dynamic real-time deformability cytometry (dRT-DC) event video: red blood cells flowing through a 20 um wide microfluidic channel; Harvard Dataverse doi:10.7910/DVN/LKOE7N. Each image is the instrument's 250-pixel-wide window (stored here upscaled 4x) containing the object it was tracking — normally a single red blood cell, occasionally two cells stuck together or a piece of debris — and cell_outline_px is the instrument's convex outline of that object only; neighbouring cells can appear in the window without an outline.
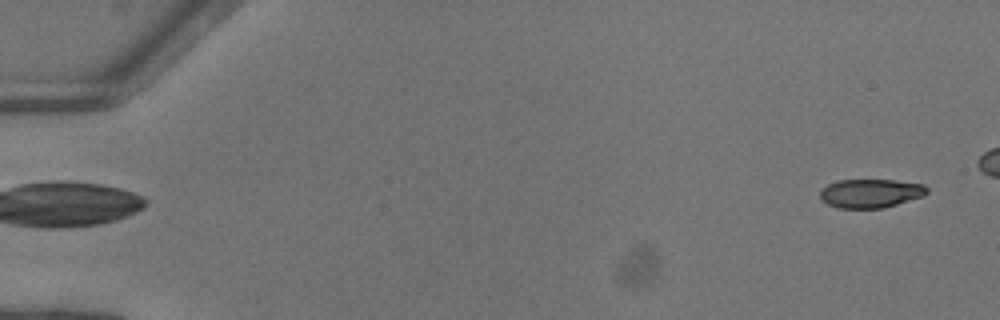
{"species": "common noctule bat (a hibernating species)", "species_latin": "Nyctalus noctula", "temperature_condition": "warm", "stored_images_in_passage": 46, "camera_frame_rate_fps": 3000, "um_per_image_px": 0.085, "animal": {"sex": "female"}, "frame": {"image": 1, "passage_image": 2, "time_ms": 0.333, "image_size_px": [1000, 320], "cell_outline_px": [[928, 192], [924, 196], [884, 208], [836, 208], [828, 204], [820, 196], [820, 192], [828, 184], [840, 180], [896, 180], [924, 184], [928, 188]], "centroid_in_image_um": [74.05, 16.43], "position_along_channel_um": 11.0, "area_um2": 17.92}}
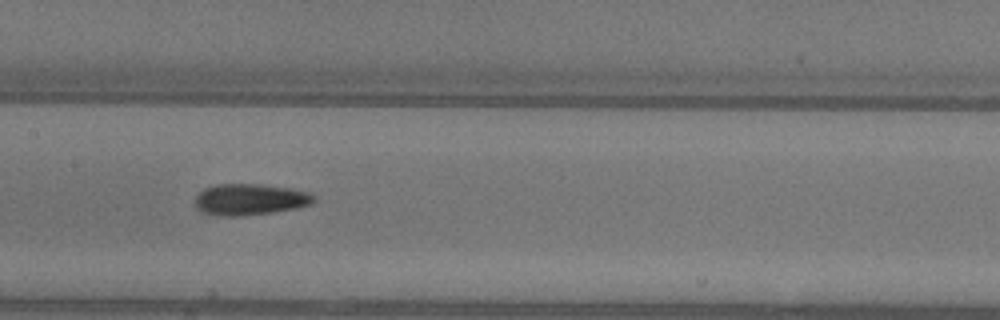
{"frame": {"image": 2, "passage_image": 26, "time_ms": 8.333, "image_size_px": [1000, 320], "cell_outline_px": [[316, 200], [312, 204], [296, 208], [272, 212], [232, 216], [224, 216], [204, 212], [196, 204], [196, 196], [204, 188], [216, 184], [256, 184], [288, 188], [312, 192]], "centroid_in_image_um": [21.3, 16.94], "position_along_channel_um": 186.1, "area_um2": 21.33}}
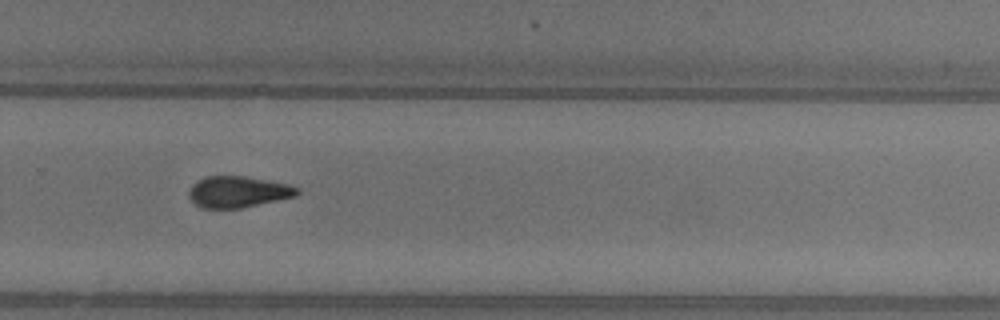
{"frame": {"image": 3, "passage_image": 35, "time_ms": 11.333, "image_size_px": [1000, 320], "cell_outline_px": [[300, 192], [296, 196], [240, 208], [200, 208], [188, 196], [188, 192], [192, 184], [208, 176], [244, 176], [288, 184], [300, 188]], "centroid_in_image_um": [20.24, 16.31], "position_along_channel_um": 309.6, "area_um2": 19.59}}